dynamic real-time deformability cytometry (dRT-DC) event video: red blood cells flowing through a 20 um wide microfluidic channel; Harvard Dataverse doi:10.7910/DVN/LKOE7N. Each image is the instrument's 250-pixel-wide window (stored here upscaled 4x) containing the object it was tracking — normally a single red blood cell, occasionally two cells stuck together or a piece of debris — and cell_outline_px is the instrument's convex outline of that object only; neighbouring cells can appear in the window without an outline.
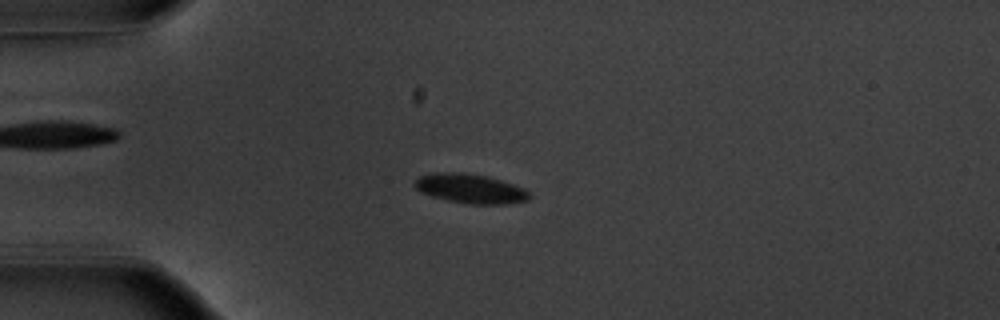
{"species": "common noctule bat (a hibernating species)", "species_latin": "Nyctalus noctula", "temperature_condition": "warm", "stored_images_in_passage": 54, "camera_frame_rate_fps": 3000, "um_per_image_px": 0.085, "animal": {"sex": "male", "body_mass_g": 20.1, "forearm_length_mm": 53.5}, "frame": {"image": 1, "passage_image": 14, "time_ms": 4.333, "image_size_px": [1000, 320], "cell_outline_px": [[532, 196], [528, 200], [508, 204], [468, 204], [448, 200], [432, 196], [420, 192], [412, 184], [420, 176], [432, 172], [460, 172], [488, 176], [524, 188]], "centroid_in_image_um": [39.97, 16.03], "position_along_channel_um": 45.0, "area_um2": 19.71}}
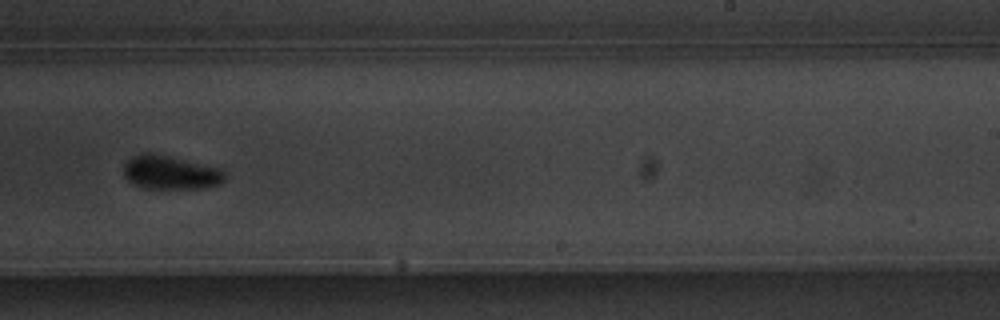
{"frame": {"image": 2, "passage_image": 34, "time_ms": 11.0, "image_size_px": [1000, 320], "cell_outline_px": [[224, 180], [220, 184], [204, 188], [144, 188], [128, 180], [124, 176], [124, 164], [132, 156], [144, 152], [148, 152], [168, 156], [224, 168]], "centroid_in_image_um": [14.51, 14.65], "position_along_channel_um": 274.5, "area_um2": 19.88}}
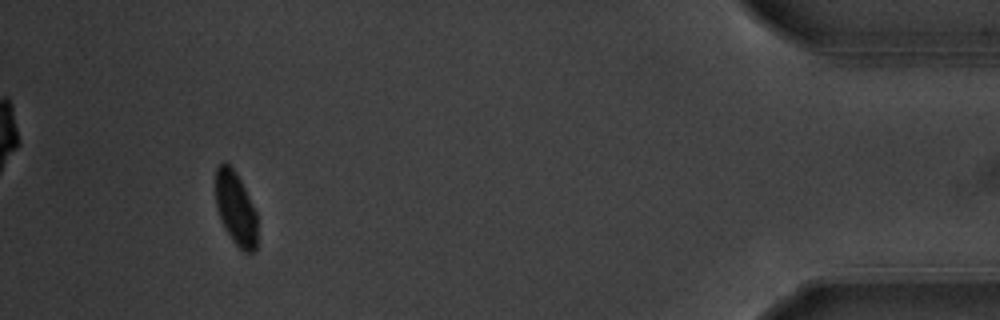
{"frame": {"image": 3, "passage_image": 50, "time_ms": 16.333, "image_size_px": [1000, 320], "cell_outline_px": [[256, 252], [244, 252], [232, 240], [224, 228], [216, 208], [216, 168], [224, 160], [236, 172], [256, 212]], "centroid_in_image_um": [20.02, 17.73], "position_along_channel_um": 415.2, "area_um2": 17.69}, "authors_computed_cell_mechanics": {"area_um2": 19.1607, "velocity_mm_per_s": 3.7862, "shape_relaxation_time_tau1_ms": 5.0018, "shape_relaxation_time_tau2_ms": null, "deformation_change_tau1": 0.1725, "deformation_change_tau2": null}}